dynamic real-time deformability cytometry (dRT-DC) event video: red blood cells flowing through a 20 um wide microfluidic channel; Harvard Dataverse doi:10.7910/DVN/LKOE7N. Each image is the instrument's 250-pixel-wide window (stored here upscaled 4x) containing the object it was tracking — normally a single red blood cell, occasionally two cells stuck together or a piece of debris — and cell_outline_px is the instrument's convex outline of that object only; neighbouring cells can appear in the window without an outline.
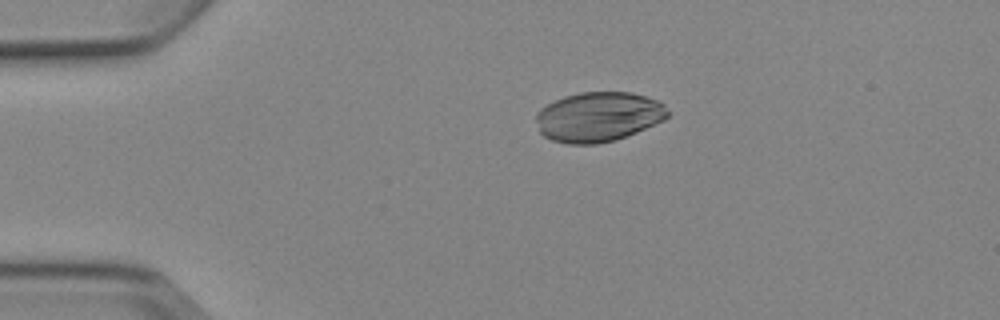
{"species": "Egyptian fruit bat (a non-hibernating species)", "species_latin": "Rousettus aegyptiacus", "temperature_condition": "cold", "stored_images_in_passage": 3, "camera_frame_rate_fps": 3000, "um_per_image_px": 0.085, "animal": {"sex": "female"}, "frame": {"image": 1, "passage_image": 1, "time_ms": 0.0, "image_size_px": [1000, 320], "cell_outline_px": [[668, 116], [664, 120], [636, 132], [616, 140], [596, 144], [568, 144], [552, 140], [544, 136], [540, 132], [536, 120], [536, 112], [540, 108], [564, 96], [580, 92], [632, 92], [656, 100], [664, 104], [668, 112]], "centroid_in_image_um": [50.85, 9.93], "position_along_channel_um": 34.2, "area_um2": 38.15}}
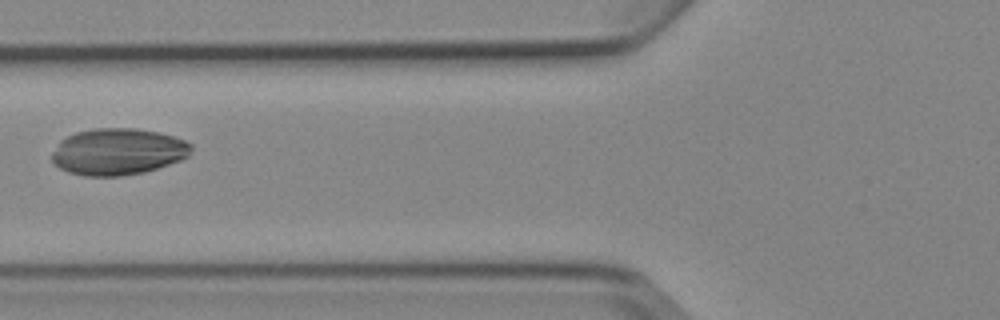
{"frame": {"image": 2, "passage_image": 3, "time_ms": 3.333, "image_size_px": [1000, 320], "cell_outline_px": [[192, 148], [188, 156], [180, 160], [144, 172], [120, 176], [84, 176], [68, 172], [60, 168], [52, 160], [52, 152], [60, 140], [76, 132], [92, 128], [136, 128], [156, 132], [172, 136], [184, 140], [192, 144]], "centroid_in_image_um": [10.0, 12.89], "position_along_channel_um": 115.8, "area_um2": 37.74}}